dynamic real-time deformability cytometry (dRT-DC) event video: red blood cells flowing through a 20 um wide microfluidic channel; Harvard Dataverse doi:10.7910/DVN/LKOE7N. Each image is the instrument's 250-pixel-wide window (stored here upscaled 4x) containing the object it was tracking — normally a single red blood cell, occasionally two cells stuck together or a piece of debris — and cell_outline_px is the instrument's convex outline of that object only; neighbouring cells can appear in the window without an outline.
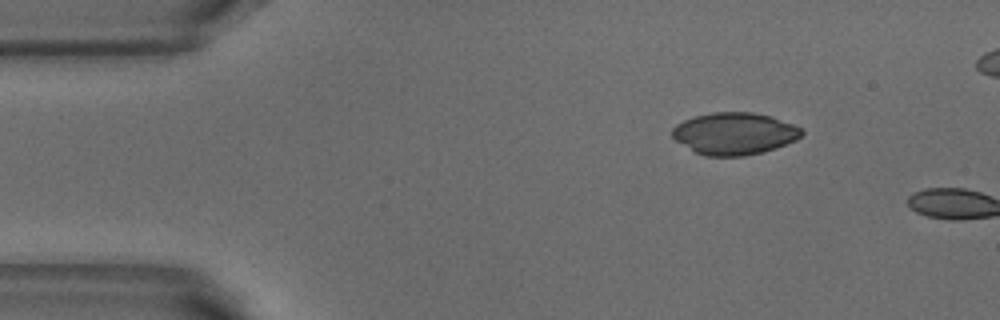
{"species": "common noctule bat (a hibernating species)", "species_latin": "Nyctalus noctula", "temperature_condition": "warm", "stored_images_in_passage": 2, "camera_frame_rate_fps": 3000, "um_per_image_px": 0.085, "animal": {"sex": "male", "body_mass_g": 18.8}, "frame": {"image": 1, "passage_image": 1, "time_ms": 0.0, "image_size_px": [1000, 320], "cell_outline_px": [[804, 132], [796, 140], [776, 148], [764, 152], [744, 156], [704, 156], [696, 152], [676, 140], [672, 136], [672, 128], [676, 124], [684, 120], [696, 116], [712, 112], [752, 112], [772, 116], [792, 124], [800, 128]], "centroid_in_image_um": [62.43, 11.35], "position_along_channel_um": 22.6, "area_um2": 31.67}}